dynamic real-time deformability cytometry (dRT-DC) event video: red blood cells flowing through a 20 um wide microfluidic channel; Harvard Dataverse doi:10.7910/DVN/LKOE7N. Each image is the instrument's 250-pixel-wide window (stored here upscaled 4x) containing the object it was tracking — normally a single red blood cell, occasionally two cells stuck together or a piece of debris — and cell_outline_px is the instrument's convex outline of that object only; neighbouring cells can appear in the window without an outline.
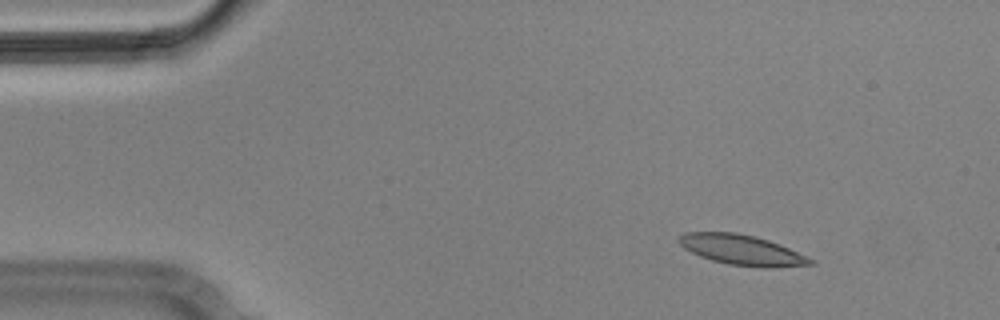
{"species": "Egyptian fruit bat (a non-hibernating species)", "species_latin": "Rousettus aegyptiacus", "temperature_condition": "cold", "stored_images_in_passage": 6, "camera_frame_rate_fps": 3000, "um_per_image_px": 0.085, "animal": {"sex": "male"}, "frame": {"image": 1, "passage_image": 1, "time_ms": 0.0, "image_size_px": [1000, 320], "cell_outline_px": [[816, 264], [772, 268], [760, 268], [728, 264], [712, 260], [700, 256], [684, 248], [676, 240], [684, 232], [736, 232], [756, 236], [780, 244], [808, 256], [816, 260]], "centroid_in_image_um": [63.11, 21.25], "position_along_channel_um": 21.9, "area_um2": 23.47}}
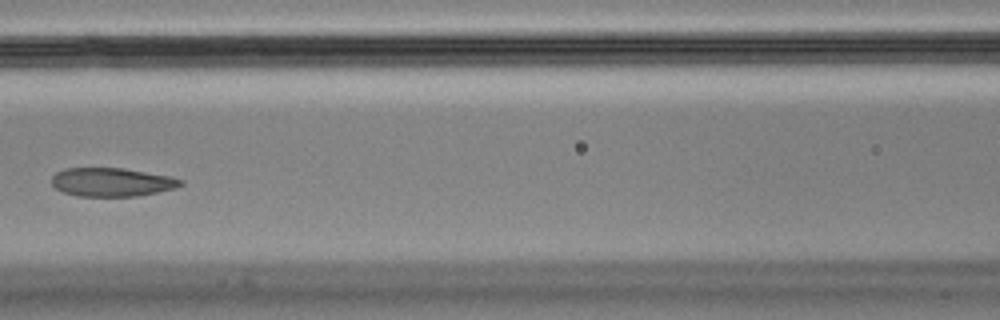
{"frame": {"image": 2, "passage_image": 6, "time_ms": 1.667, "image_size_px": [1000, 320], "cell_outline_px": [[184, 184], [176, 188], [136, 196], [76, 196], [64, 192], [56, 188], [52, 184], [52, 176], [56, 172], [64, 168], [120, 168], [172, 176], [184, 180]], "centroid_in_image_um": [9.52, 15.48], "position_along_channel_um": 157.1, "area_um2": 21.5}}